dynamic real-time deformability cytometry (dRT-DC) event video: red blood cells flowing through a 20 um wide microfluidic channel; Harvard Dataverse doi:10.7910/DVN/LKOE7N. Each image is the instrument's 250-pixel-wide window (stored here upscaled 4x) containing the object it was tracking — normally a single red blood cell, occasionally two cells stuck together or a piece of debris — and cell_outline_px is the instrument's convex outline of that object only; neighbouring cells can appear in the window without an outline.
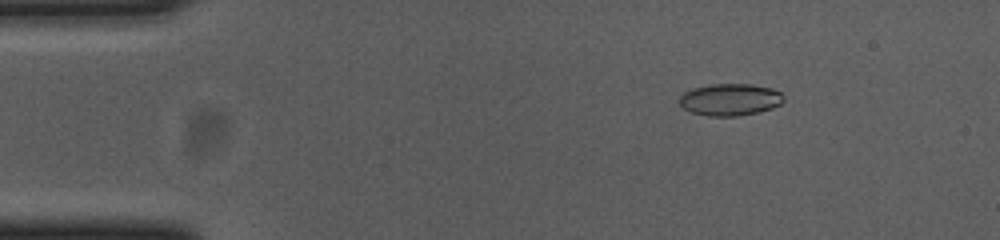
{"species": "common noctule bat (a hibernating species)", "species_latin": "Nyctalus noctula", "temperature_condition": "cold", "stored_images_in_passage": 55, "camera_frame_rate_fps": 3000, "um_per_image_px": 0.085, "animal": {"sex": "female", "body_mass_g": 23.0, "forearm_length_mm": 53.4}, "frame": {"image": 1, "passage_image": 8, "time_ms": 2.333, "image_size_px": [1000, 240], "cell_outline_px": [[784, 100], [780, 104], [772, 108], [756, 112], [736, 116], [708, 116], [692, 112], [684, 108], [680, 104], [680, 96], [684, 92], [692, 88], [712, 84], [752, 84], [772, 88], [780, 92], [784, 96]], "centroid_in_image_um": [62.06, 8.45], "position_along_channel_um": 22.9, "area_um2": 19.36}}
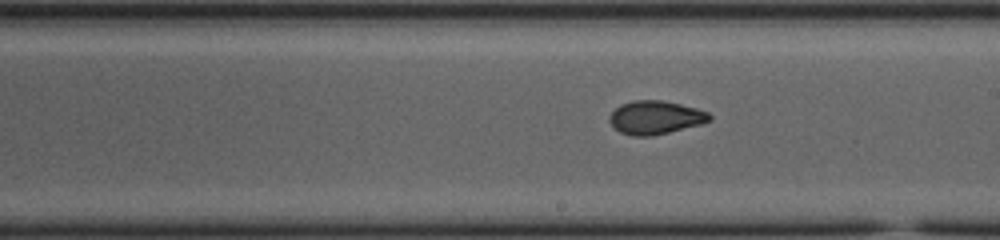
{"frame": {"image": 2, "passage_image": 31, "time_ms": 10.0, "image_size_px": [1000, 240], "cell_outline_px": [[712, 120], [700, 124], [652, 136], [632, 136], [620, 132], [608, 120], [608, 116], [620, 104], [632, 100], [664, 100], [696, 108], [708, 112], [712, 116]], "centroid_in_image_um": [55.7, 9.98], "position_along_channel_um": 233.3, "area_um2": 19.48}}
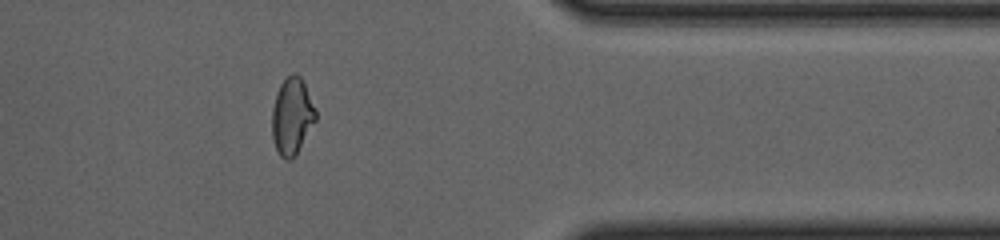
{"frame": {"image": 3, "passage_image": 45, "time_ms": 14.667, "image_size_px": [1000, 240], "cell_outline_px": [[316, 120], [296, 156], [292, 160], [284, 160], [280, 156], [272, 140], [272, 108], [276, 92], [280, 84], [292, 72], [296, 72], [300, 76], [316, 108]], "centroid_in_image_um": [24.81, 9.9], "position_along_channel_um": 386.6, "area_um2": 19.83}, "authors_computed_cell_mechanics": {"area_um2": 19.4208, "velocity_mm_per_s": 3.6875, "shape_relaxation_time_tau1_ms": null, "shape_relaxation_time_tau2_ms": 1.5847, "deformation_change_tau1": null, "deformation_change_tau2": 0.0607}}